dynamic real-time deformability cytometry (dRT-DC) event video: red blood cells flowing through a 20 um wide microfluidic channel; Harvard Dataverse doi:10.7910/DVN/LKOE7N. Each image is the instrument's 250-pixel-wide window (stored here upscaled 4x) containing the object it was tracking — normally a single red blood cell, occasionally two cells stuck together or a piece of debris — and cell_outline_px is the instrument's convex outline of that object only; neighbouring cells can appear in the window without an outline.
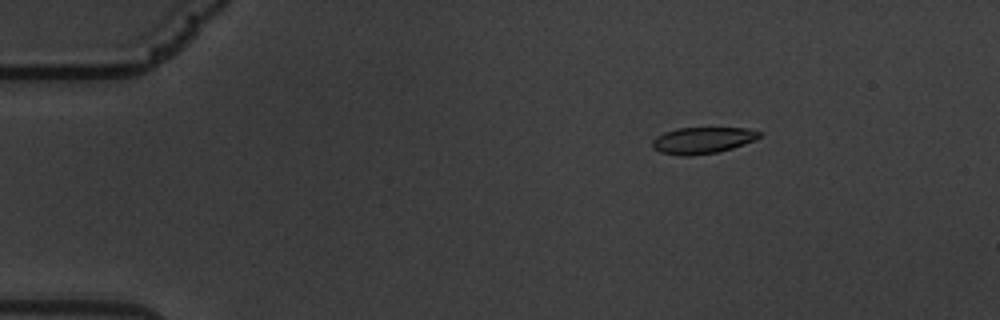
{"species": "common noctule bat (a hibernating species)", "species_latin": "Nyctalus noctula", "temperature_condition": "warm", "stored_images_in_passage": 61, "camera_frame_rate_fps": 3000, "um_per_image_px": 0.085, "animal": {"sex": "male", "body_mass_g": 19.5, "forearm_length_mm": 54.6}, "frame": {"image": 1, "passage_image": 10, "time_ms": 3.0, "image_size_px": [1000, 320], "cell_outline_px": [[760, 136], [756, 140], [732, 148], [716, 152], [688, 156], [684, 156], [660, 152], [652, 148], [652, 140], [656, 136], [664, 132], [676, 128], [748, 128], [760, 132]], "centroid_in_image_um": [59.69, 11.92], "position_along_channel_um": 25.3, "area_um2": 16.47}}
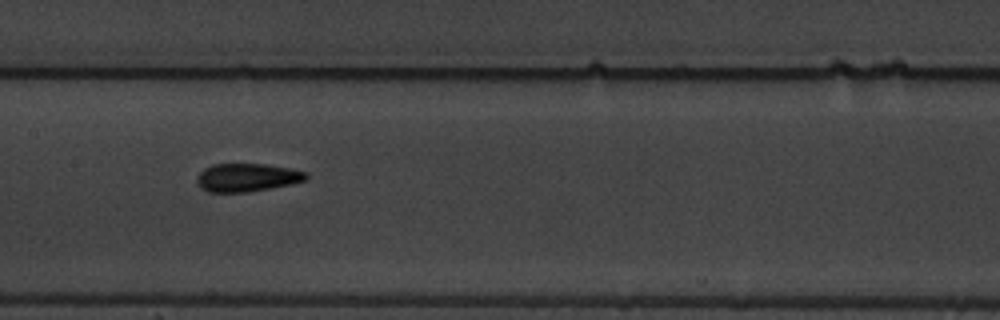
{"frame": {"image": 2, "passage_image": 31, "time_ms": 10.0, "image_size_px": [1000, 320], "cell_outline_px": [[308, 180], [292, 184], [272, 188], [248, 192], [208, 192], [200, 188], [196, 180], [196, 176], [204, 168], [212, 164], [264, 164], [292, 168], [308, 172]], "centroid_in_image_um": [21.02, 15.09], "position_along_channel_um": 186.4, "area_um2": 18.26}}
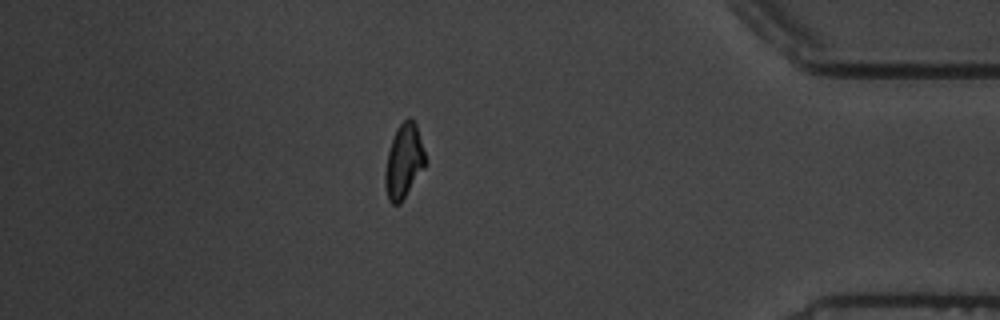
{"frame": {"image": 3, "passage_image": 53, "time_ms": 17.333, "image_size_px": [1000, 320], "cell_outline_px": [[428, 160], [424, 168], [400, 204], [392, 204], [388, 200], [384, 184], [384, 172], [388, 152], [396, 128], [408, 116], [416, 124]], "centroid_in_image_um": [34.33, 13.71], "position_along_channel_um": 400.9, "area_um2": 17.57}, "authors_computed_cell_mechanics": {"area_um2": 17.5712, "velocity_mm_per_s": 3.3983, "shape_relaxation_time_tau1_ms": 4.1347, "shape_relaxation_time_tau2_ms": 1.4919, "deformation_change_tau1": 0.1458, "deformation_change_tau2": 0.0622}}